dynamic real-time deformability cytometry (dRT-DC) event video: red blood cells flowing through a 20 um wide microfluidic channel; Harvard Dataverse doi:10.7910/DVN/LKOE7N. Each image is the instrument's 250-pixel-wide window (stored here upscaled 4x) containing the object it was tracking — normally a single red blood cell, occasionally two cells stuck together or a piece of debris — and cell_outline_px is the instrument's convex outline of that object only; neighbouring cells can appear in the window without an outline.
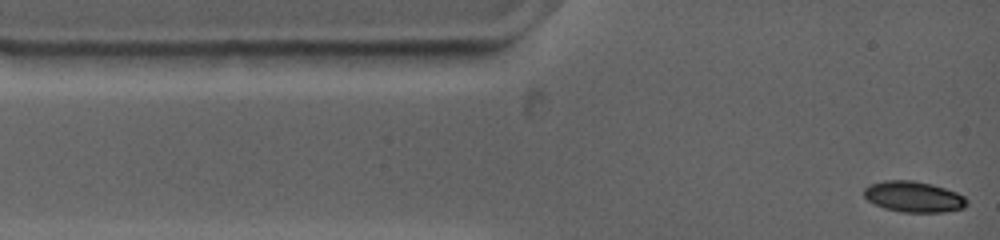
{"species": "common noctule bat (a hibernating species)", "species_latin": "Nyctalus noctula", "temperature_condition": "warm", "stored_images_in_passage": 18, "camera_frame_rate_fps": 4500, "um_per_image_px": 0.085, "animal": {"sex": "female", "body_mass_g": 19.0, "forearm_length_mm": 53.3}, "frame": {"image": 1, "passage_image": 1, "time_ms": 0.0, "image_size_px": [1000, 240], "cell_outline_px": [[968, 204], [964, 208], [944, 212], [900, 212], [884, 208], [868, 200], [864, 196], [864, 188], [868, 184], [884, 180], [912, 180], [932, 184], [956, 192], [964, 196], [968, 200]], "centroid_in_image_um": [77.66, 16.72], "position_along_channel_um": 7.3, "area_um2": 18.61}}
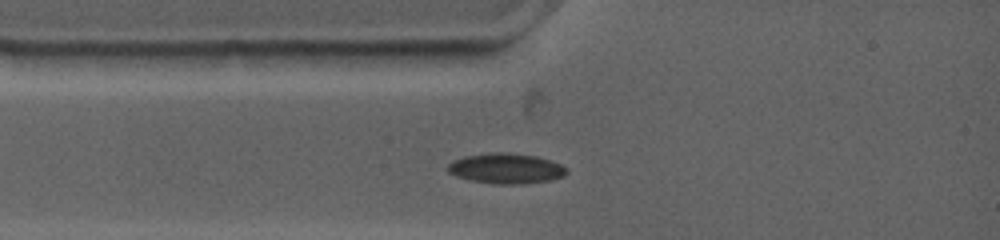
{"frame": {"image": 2, "passage_image": 13, "time_ms": 2.0, "image_size_px": [1000, 240], "cell_outline_px": [[568, 172], [564, 176], [552, 180], [520, 184], [496, 184], [468, 180], [456, 176], [448, 172], [444, 168], [452, 160], [464, 156], [492, 152], [508, 152], [536, 156], [560, 164], [568, 168]], "centroid_in_image_um": [42.98, 14.32], "position_along_channel_um": 42.0, "area_um2": 21.27}}